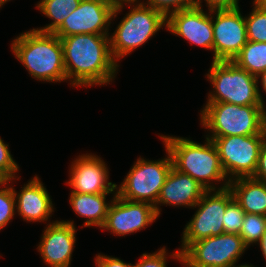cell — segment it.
Here are the masks:
<instances>
[{
    "label": "cell",
    "instance_id": "cell-39",
    "mask_svg": "<svg viewBox=\"0 0 266 267\" xmlns=\"http://www.w3.org/2000/svg\"><path fill=\"white\" fill-rule=\"evenodd\" d=\"M238 267H255V266H253L252 264H250V265L244 264V265H241V266H238Z\"/></svg>",
    "mask_w": 266,
    "mask_h": 267
},
{
    "label": "cell",
    "instance_id": "cell-19",
    "mask_svg": "<svg viewBox=\"0 0 266 267\" xmlns=\"http://www.w3.org/2000/svg\"><path fill=\"white\" fill-rule=\"evenodd\" d=\"M234 200L248 214L266 216V183L252 177H239L229 181Z\"/></svg>",
    "mask_w": 266,
    "mask_h": 267
},
{
    "label": "cell",
    "instance_id": "cell-25",
    "mask_svg": "<svg viewBox=\"0 0 266 267\" xmlns=\"http://www.w3.org/2000/svg\"><path fill=\"white\" fill-rule=\"evenodd\" d=\"M252 6L251 12L245 16L248 41L266 42V11Z\"/></svg>",
    "mask_w": 266,
    "mask_h": 267
},
{
    "label": "cell",
    "instance_id": "cell-2",
    "mask_svg": "<svg viewBox=\"0 0 266 267\" xmlns=\"http://www.w3.org/2000/svg\"><path fill=\"white\" fill-rule=\"evenodd\" d=\"M159 135L170 153L174 169L191 176L206 190H221L228 187L229 180L211 139L205 137L206 142L201 144L187 137ZM218 182L221 184L220 187L215 184Z\"/></svg>",
    "mask_w": 266,
    "mask_h": 267
},
{
    "label": "cell",
    "instance_id": "cell-28",
    "mask_svg": "<svg viewBox=\"0 0 266 267\" xmlns=\"http://www.w3.org/2000/svg\"><path fill=\"white\" fill-rule=\"evenodd\" d=\"M3 141L0 137V178L2 180H12L19 173V164L12 157L9 144Z\"/></svg>",
    "mask_w": 266,
    "mask_h": 267
},
{
    "label": "cell",
    "instance_id": "cell-27",
    "mask_svg": "<svg viewBox=\"0 0 266 267\" xmlns=\"http://www.w3.org/2000/svg\"><path fill=\"white\" fill-rule=\"evenodd\" d=\"M245 214V211L233 199L227 205L223 216L224 233L240 234Z\"/></svg>",
    "mask_w": 266,
    "mask_h": 267
},
{
    "label": "cell",
    "instance_id": "cell-13",
    "mask_svg": "<svg viewBox=\"0 0 266 267\" xmlns=\"http://www.w3.org/2000/svg\"><path fill=\"white\" fill-rule=\"evenodd\" d=\"M69 180L71 193L116 195V183L109 181V169L98 155L86 153L71 161Z\"/></svg>",
    "mask_w": 266,
    "mask_h": 267
},
{
    "label": "cell",
    "instance_id": "cell-12",
    "mask_svg": "<svg viewBox=\"0 0 266 267\" xmlns=\"http://www.w3.org/2000/svg\"><path fill=\"white\" fill-rule=\"evenodd\" d=\"M159 216L155 207L147 202L130 201L113 196L102 230L114 236H126L146 229Z\"/></svg>",
    "mask_w": 266,
    "mask_h": 267
},
{
    "label": "cell",
    "instance_id": "cell-26",
    "mask_svg": "<svg viewBox=\"0 0 266 267\" xmlns=\"http://www.w3.org/2000/svg\"><path fill=\"white\" fill-rule=\"evenodd\" d=\"M168 257L182 263V253L179 249L168 255L166 247H162L153 253H143L133 267H167Z\"/></svg>",
    "mask_w": 266,
    "mask_h": 267
},
{
    "label": "cell",
    "instance_id": "cell-9",
    "mask_svg": "<svg viewBox=\"0 0 266 267\" xmlns=\"http://www.w3.org/2000/svg\"><path fill=\"white\" fill-rule=\"evenodd\" d=\"M248 249L239 234L222 233L193 242L182 253L184 267H238Z\"/></svg>",
    "mask_w": 266,
    "mask_h": 267
},
{
    "label": "cell",
    "instance_id": "cell-22",
    "mask_svg": "<svg viewBox=\"0 0 266 267\" xmlns=\"http://www.w3.org/2000/svg\"><path fill=\"white\" fill-rule=\"evenodd\" d=\"M232 61L258 77L266 71V42L248 41Z\"/></svg>",
    "mask_w": 266,
    "mask_h": 267
},
{
    "label": "cell",
    "instance_id": "cell-38",
    "mask_svg": "<svg viewBox=\"0 0 266 267\" xmlns=\"http://www.w3.org/2000/svg\"><path fill=\"white\" fill-rule=\"evenodd\" d=\"M11 1V0H0V8H2L3 5L6 4V2Z\"/></svg>",
    "mask_w": 266,
    "mask_h": 267
},
{
    "label": "cell",
    "instance_id": "cell-21",
    "mask_svg": "<svg viewBox=\"0 0 266 267\" xmlns=\"http://www.w3.org/2000/svg\"><path fill=\"white\" fill-rule=\"evenodd\" d=\"M81 0H40L36 8L42 12L45 17L51 19V23L44 27L34 28L45 33H54L68 17L75 11Z\"/></svg>",
    "mask_w": 266,
    "mask_h": 267
},
{
    "label": "cell",
    "instance_id": "cell-37",
    "mask_svg": "<svg viewBox=\"0 0 266 267\" xmlns=\"http://www.w3.org/2000/svg\"><path fill=\"white\" fill-rule=\"evenodd\" d=\"M253 4L256 5L259 9L266 11V0H254Z\"/></svg>",
    "mask_w": 266,
    "mask_h": 267
},
{
    "label": "cell",
    "instance_id": "cell-18",
    "mask_svg": "<svg viewBox=\"0 0 266 267\" xmlns=\"http://www.w3.org/2000/svg\"><path fill=\"white\" fill-rule=\"evenodd\" d=\"M207 190L191 176L183 174L173 167L169 172L157 199L155 210L160 216L159 206L193 208Z\"/></svg>",
    "mask_w": 266,
    "mask_h": 267
},
{
    "label": "cell",
    "instance_id": "cell-3",
    "mask_svg": "<svg viewBox=\"0 0 266 267\" xmlns=\"http://www.w3.org/2000/svg\"><path fill=\"white\" fill-rule=\"evenodd\" d=\"M10 49L33 79L47 83L67 82L61 39L54 33L32 28L15 37Z\"/></svg>",
    "mask_w": 266,
    "mask_h": 267
},
{
    "label": "cell",
    "instance_id": "cell-16",
    "mask_svg": "<svg viewBox=\"0 0 266 267\" xmlns=\"http://www.w3.org/2000/svg\"><path fill=\"white\" fill-rule=\"evenodd\" d=\"M73 220L47 222L37 250L48 267H70L76 243V228Z\"/></svg>",
    "mask_w": 266,
    "mask_h": 267
},
{
    "label": "cell",
    "instance_id": "cell-15",
    "mask_svg": "<svg viewBox=\"0 0 266 267\" xmlns=\"http://www.w3.org/2000/svg\"><path fill=\"white\" fill-rule=\"evenodd\" d=\"M207 11L198 6L174 11L167 16L166 29L187 40L191 45L212 52L214 42L212 10Z\"/></svg>",
    "mask_w": 266,
    "mask_h": 267
},
{
    "label": "cell",
    "instance_id": "cell-35",
    "mask_svg": "<svg viewBox=\"0 0 266 267\" xmlns=\"http://www.w3.org/2000/svg\"><path fill=\"white\" fill-rule=\"evenodd\" d=\"M258 245H259V248L261 250V253H262L264 259L266 260V229H265Z\"/></svg>",
    "mask_w": 266,
    "mask_h": 267
},
{
    "label": "cell",
    "instance_id": "cell-1",
    "mask_svg": "<svg viewBox=\"0 0 266 267\" xmlns=\"http://www.w3.org/2000/svg\"><path fill=\"white\" fill-rule=\"evenodd\" d=\"M67 81L72 87L112 83L120 65L110 51L109 35L75 34L61 38Z\"/></svg>",
    "mask_w": 266,
    "mask_h": 267
},
{
    "label": "cell",
    "instance_id": "cell-4",
    "mask_svg": "<svg viewBox=\"0 0 266 267\" xmlns=\"http://www.w3.org/2000/svg\"><path fill=\"white\" fill-rule=\"evenodd\" d=\"M206 76L213 87L207 94V102H226L241 106L265 105L257 77L233 61H212Z\"/></svg>",
    "mask_w": 266,
    "mask_h": 267
},
{
    "label": "cell",
    "instance_id": "cell-6",
    "mask_svg": "<svg viewBox=\"0 0 266 267\" xmlns=\"http://www.w3.org/2000/svg\"><path fill=\"white\" fill-rule=\"evenodd\" d=\"M264 106L206 102L199 119L202 127L210 131L206 137L261 135Z\"/></svg>",
    "mask_w": 266,
    "mask_h": 267
},
{
    "label": "cell",
    "instance_id": "cell-23",
    "mask_svg": "<svg viewBox=\"0 0 266 267\" xmlns=\"http://www.w3.org/2000/svg\"><path fill=\"white\" fill-rule=\"evenodd\" d=\"M266 229V216L260 214H245L243 225L240 231L245 245L249 248L258 244Z\"/></svg>",
    "mask_w": 266,
    "mask_h": 267
},
{
    "label": "cell",
    "instance_id": "cell-34",
    "mask_svg": "<svg viewBox=\"0 0 266 267\" xmlns=\"http://www.w3.org/2000/svg\"><path fill=\"white\" fill-rule=\"evenodd\" d=\"M261 136L263 143L266 144V104L263 108L261 117Z\"/></svg>",
    "mask_w": 266,
    "mask_h": 267
},
{
    "label": "cell",
    "instance_id": "cell-31",
    "mask_svg": "<svg viewBox=\"0 0 266 267\" xmlns=\"http://www.w3.org/2000/svg\"><path fill=\"white\" fill-rule=\"evenodd\" d=\"M206 7L212 9H234L239 7V0H204ZM202 0H196V6L203 8Z\"/></svg>",
    "mask_w": 266,
    "mask_h": 267
},
{
    "label": "cell",
    "instance_id": "cell-8",
    "mask_svg": "<svg viewBox=\"0 0 266 267\" xmlns=\"http://www.w3.org/2000/svg\"><path fill=\"white\" fill-rule=\"evenodd\" d=\"M231 190H207L199 202L191 220L185 225L182 233L181 247L183 253L193 242L224 233L223 216L227 205L233 200Z\"/></svg>",
    "mask_w": 266,
    "mask_h": 267
},
{
    "label": "cell",
    "instance_id": "cell-11",
    "mask_svg": "<svg viewBox=\"0 0 266 267\" xmlns=\"http://www.w3.org/2000/svg\"><path fill=\"white\" fill-rule=\"evenodd\" d=\"M241 12L240 7L212 9V61H232L248 42L245 16Z\"/></svg>",
    "mask_w": 266,
    "mask_h": 267
},
{
    "label": "cell",
    "instance_id": "cell-32",
    "mask_svg": "<svg viewBox=\"0 0 266 267\" xmlns=\"http://www.w3.org/2000/svg\"><path fill=\"white\" fill-rule=\"evenodd\" d=\"M252 178L266 183V144L264 143L261 147L258 165Z\"/></svg>",
    "mask_w": 266,
    "mask_h": 267
},
{
    "label": "cell",
    "instance_id": "cell-5",
    "mask_svg": "<svg viewBox=\"0 0 266 267\" xmlns=\"http://www.w3.org/2000/svg\"><path fill=\"white\" fill-rule=\"evenodd\" d=\"M129 5V12L110 33V51L118 63L135 49L143 46L162 27L166 29L167 17L143 2Z\"/></svg>",
    "mask_w": 266,
    "mask_h": 267
},
{
    "label": "cell",
    "instance_id": "cell-14",
    "mask_svg": "<svg viewBox=\"0 0 266 267\" xmlns=\"http://www.w3.org/2000/svg\"><path fill=\"white\" fill-rule=\"evenodd\" d=\"M113 10L104 0H81L54 34L60 39L75 34L110 35Z\"/></svg>",
    "mask_w": 266,
    "mask_h": 267
},
{
    "label": "cell",
    "instance_id": "cell-33",
    "mask_svg": "<svg viewBox=\"0 0 266 267\" xmlns=\"http://www.w3.org/2000/svg\"><path fill=\"white\" fill-rule=\"evenodd\" d=\"M108 5H110L114 10L112 14L111 21L116 19L117 15L122 12L124 5H133L142 2L141 0H104Z\"/></svg>",
    "mask_w": 266,
    "mask_h": 267
},
{
    "label": "cell",
    "instance_id": "cell-7",
    "mask_svg": "<svg viewBox=\"0 0 266 267\" xmlns=\"http://www.w3.org/2000/svg\"><path fill=\"white\" fill-rule=\"evenodd\" d=\"M165 152L167 157L158 160H147L141 156L137 158L123 182L116 185V194L120 198L147 202L155 206L161 188L173 167L170 153L166 148Z\"/></svg>",
    "mask_w": 266,
    "mask_h": 267
},
{
    "label": "cell",
    "instance_id": "cell-30",
    "mask_svg": "<svg viewBox=\"0 0 266 267\" xmlns=\"http://www.w3.org/2000/svg\"><path fill=\"white\" fill-rule=\"evenodd\" d=\"M95 263L97 267H133L134 264L126 263L117 257L107 256L105 254L98 253L95 256Z\"/></svg>",
    "mask_w": 266,
    "mask_h": 267
},
{
    "label": "cell",
    "instance_id": "cell-20",
    "mask_svg": "<svg viewBox=\"0 0 266 267\" xmlns=\"http://www.w3.org/2000/svg\"><path fill=\"white\" fill-rule=\"evenodd\" d=\"M69 204L79 217L86 218L84 227L101 228L105 222L111 200L107 202L109 194L70 193Z\"/></svg>",
    "mask_w": 266,
    "mask_h": 267
},
{
    "label": "cell",
    "instance_id": "cell-24",
    "mask_svg": "<svg viewBox=\"0 0 266 267\" xmlns=\"http://www.w3.org/2000/svg\"><path fill=\"white\" fill-rule=\"evenodd\" d=\"M21 179L19 176L12 180H3L0 182V231L3 230L8 223L16 215L15 197L12 185L13 181Z\"/></svg>",
    "mask_w": 266,
    "mask_h": 267
},
{
    "label": "cell",
    "instance_id": "cell-17",
    "mask_svg": "<svg viewBox=\"0 0 266 267\" xmlns=\"http://www.w3.org/2000/svg\"><path fill=\"white\" fill-rule=\"evenodd\" d=\"M13 188L16 214L27 222H45L50 221L52 212H54V204L50 193L40 180L38 175L32 177L27 184L17 193ZM49 219V220H48Z\"/></svg>",
    "mask_w": 266,
    "mask_h": 267
},
{
    "label": "cell",
    "instance_id": "cell-10",
    "mask_svg": "<svg viewBox=\"0 0 266 267\" xmlns=\"http://www.w3.org/2000/svg\"><path fill=\"white\" fill-rule=\"evenodd\" d=\"M207 138L214 142L222 169L229 181L254 175L263 145L261 135Z\"/></svg>",
    "mask_w": 266,
    "mask_h": 267
},
{
    "label": "cell",
    "instance_id": "cell-36",
    "mask_svg": "<svg viewBox=\"0 0 266 267\" xmlns=\"http://www.w3.org/2000/svg\"><path fill=\"white\" fill-rule=\"evenodd\" d=\"M257 83L262 85L264 93L266 94V71L257 77Z\"/></svg>",
    "mask_w": 266,
    "mask_h": 267
},
{
    "label": "cell",
    "instance_id": "cell-29",
    "mask_svg": "<svg viewBox=\"0 0 266 267\" xmlns=\"http://www.w3.org/2000/svg\"><path fill=\"white\" fill-rule=\"evenodd\" d=\"M142 2L161 11L166 17L174 11L196 6V0H146L145 2L143 0Z\"/></svg>",
    "mask_w": 266,
    "mask_h": 267
}]
</instances>
